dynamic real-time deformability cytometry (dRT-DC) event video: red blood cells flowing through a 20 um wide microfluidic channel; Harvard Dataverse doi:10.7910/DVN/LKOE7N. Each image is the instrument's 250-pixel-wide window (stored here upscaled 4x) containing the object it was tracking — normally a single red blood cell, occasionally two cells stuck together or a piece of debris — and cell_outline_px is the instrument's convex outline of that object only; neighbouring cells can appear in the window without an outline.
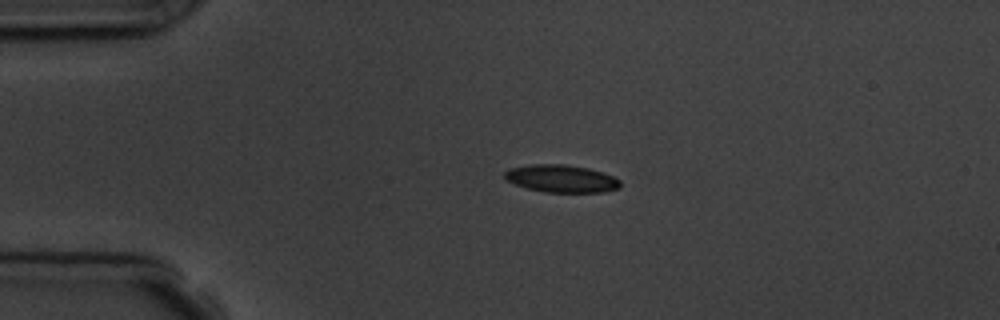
{"species": "common noctule bat (a hibernating species)", "species_latin": "Nyctalus noctula", "temperature_condition": "room temperature", "stored_images_in_passage": 4, "camera_frame_rate_fps": 3000, "um_per_image_px": 0.085, "animal": {"sex": "male", "body_mass_g": 19.5, "forearm_length_mm": 54.6}, "frame": {"image": 1, "passage_image": 2, "time_ms": 1.0, "image_size_px": [1000, 320], "cell_outline_px": [[620, 188], [604, 192], [544, 192], [528, 188], [516, 184], [508, 180], [504, 176], [504, 172], [508, 168], [528, 164], [564, 164], [588, 168], [604, 172], [620, 180]], "centroid_in_image_um": [47.72, 15.17], "position_along_channel_um": 37.3, "area_um2": 18.61}}
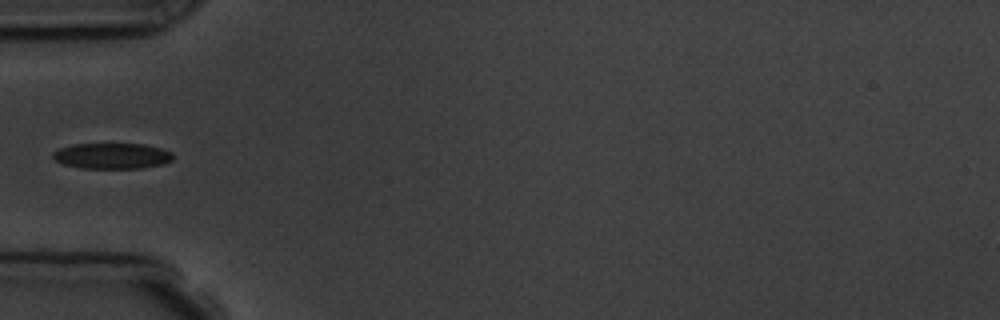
{"frame": {"image": 2, "passage_image": 4, "time_ms": 3.0, "image_size_px": [1000, 320], "cell_outline_px": [[172, 160], [164, 164], [140, 168], [80, 168], [64, 164], [56, 160], [52, 156], [52, 152], [60, 148], [72, 144], [144, 144], [160, 148], [172, 152]], "centroid_in_image_um": [9.52, 13.25], "position_along_channel_um": 75.5, "area_um2": 17.98}}